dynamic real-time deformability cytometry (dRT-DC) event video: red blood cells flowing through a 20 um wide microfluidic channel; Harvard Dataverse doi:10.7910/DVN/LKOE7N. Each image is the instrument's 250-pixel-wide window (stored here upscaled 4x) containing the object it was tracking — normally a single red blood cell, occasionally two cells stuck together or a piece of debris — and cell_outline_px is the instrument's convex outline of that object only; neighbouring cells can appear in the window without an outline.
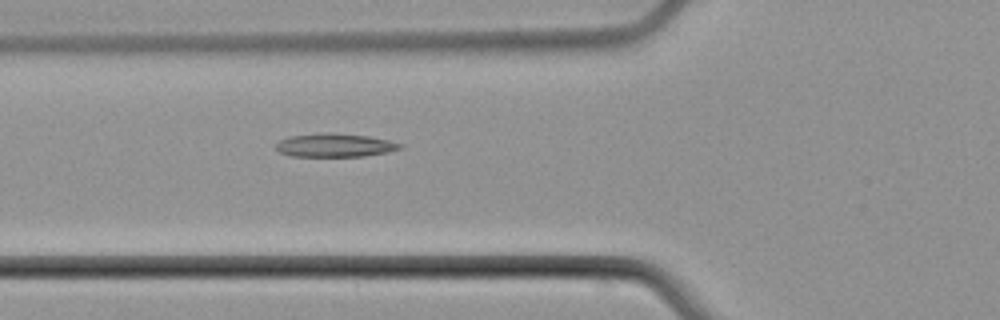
{"species": "common noctule bat (a hibernating species)", "species_latin": "Nyctalus noctula", "temperature_condition": "cold", "stored_images_in_passage": 2, "camera_frame_rate_fps": 3000, "um_per_image_px": 0.085, "animal": {"sex": "male", "body_mass_g": 21.5, "forearm_length_mm": 52.0}, "frame": {"image": 1, "passage_image": 2, "time_ms": 1.0, "image_size_px": [1000, 320], "cell_outline_px": [[404, 148], [388, 152], [364, 156], [288, 156], [280, 152], [276, 148], [276, 144], [280, 140], [288, 136], [320, 132], [368, 136], [388, 140], [404, 144]], "centroid_in_image_um": [28.47, 12.34], "position_along_channel_um": 97.3, "area_um2": 17.05}}